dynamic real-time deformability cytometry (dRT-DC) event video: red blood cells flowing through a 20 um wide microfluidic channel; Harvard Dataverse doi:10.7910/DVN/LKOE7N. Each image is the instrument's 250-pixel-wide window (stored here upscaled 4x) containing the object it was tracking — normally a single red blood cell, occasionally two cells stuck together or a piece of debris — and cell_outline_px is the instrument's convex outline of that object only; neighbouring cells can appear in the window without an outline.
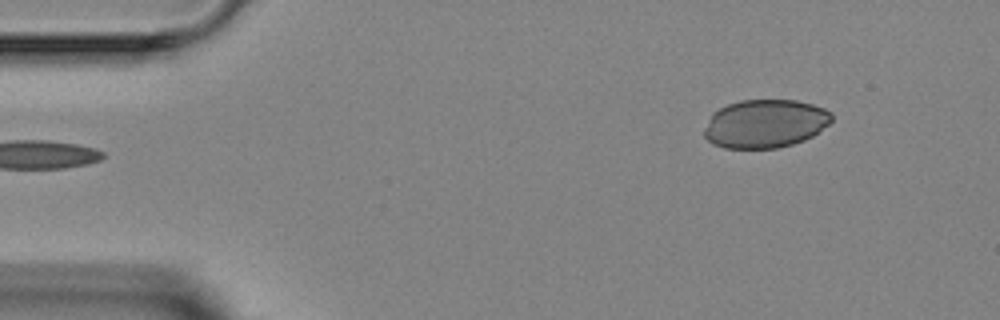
{"species": "Egyptian fruit bat (a non-hibernating species)", "species_latin": "Rousettus aegyptiacus", "temperature_condition": "room temperature", "stored_images_in_passage": 2, "camera_frame_rate_fps": 3000, "um_per_image_px": 0.085, "animal": {"sex": "female"}, "frame": {"image": 1, "passage_image": 2, "time_ms": 1.0, "image_size_px": [1000, 320], "cell_outline_px": [[832, 120], [828, 124], [812, 136], [804, 140], [792, 144], [776, 148], [724, 148], [712, 144], [704, 136], [704, 128], [712, 112], [728, 104], [740, 100], [796, 100], [812, 104], [824, 108], [832, 112]], "centroid_in_image_um": [65.02, 10.51], "position_along_channel_um": 20.0, "area_um2": 36.01}}